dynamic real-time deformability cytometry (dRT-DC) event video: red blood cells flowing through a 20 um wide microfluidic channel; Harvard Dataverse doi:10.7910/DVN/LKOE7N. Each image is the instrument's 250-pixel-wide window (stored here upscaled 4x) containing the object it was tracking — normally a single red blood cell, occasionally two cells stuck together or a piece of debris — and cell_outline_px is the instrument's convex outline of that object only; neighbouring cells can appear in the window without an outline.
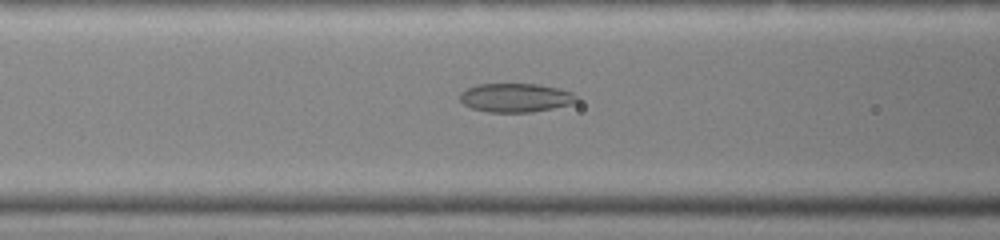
{"species": "common noctule bat (a hibernating species)", "species_latin": "Nyctalus noctula", "temperature_condition": "warm", "stored_images_in_passage": 21, "camera_frame_rate_fps": 3000, "um_per_image_px": 0.085, "animal": {"sex": "female", "body_mass_g": 19.0, "forearm_length_mm": 51.5}, "frame": {"image": 1, "passage_image": 16, "time_ms": 5.0, "image_size_px": [1000, 240], "cell_outline_px": [[580, 100], [572, 104], [532, 112], [488, 112], [472, 108], [464, 104], [460, 100], [460, 92], [476, 84], [536, 84], [560, 88], [572, 92], [580, 96]], "centroid_in_image_um": [43.88, 8.3], "position_along_channel_um": 122.7, "area_um2": 19.77}}
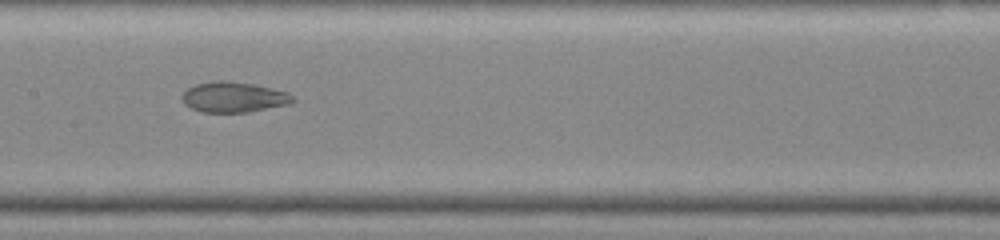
{"frame": {"image": 2, "passage_image": 20, "time_ms": 6.333, "image_size_px": [1000, 240], "cell_outline_px": [[296, 100], [288, 104], [248, 112], [200, 112], [184, 104], [180, 96], [188, 88], [196, 84], [212, 80], [228, 80], [252, 84], [272, 88], [288, 92]], "centroid_in_image_um": [19.83, 8.24], "position_along_channel_um": 187.6, "area_um2": 19.71}}